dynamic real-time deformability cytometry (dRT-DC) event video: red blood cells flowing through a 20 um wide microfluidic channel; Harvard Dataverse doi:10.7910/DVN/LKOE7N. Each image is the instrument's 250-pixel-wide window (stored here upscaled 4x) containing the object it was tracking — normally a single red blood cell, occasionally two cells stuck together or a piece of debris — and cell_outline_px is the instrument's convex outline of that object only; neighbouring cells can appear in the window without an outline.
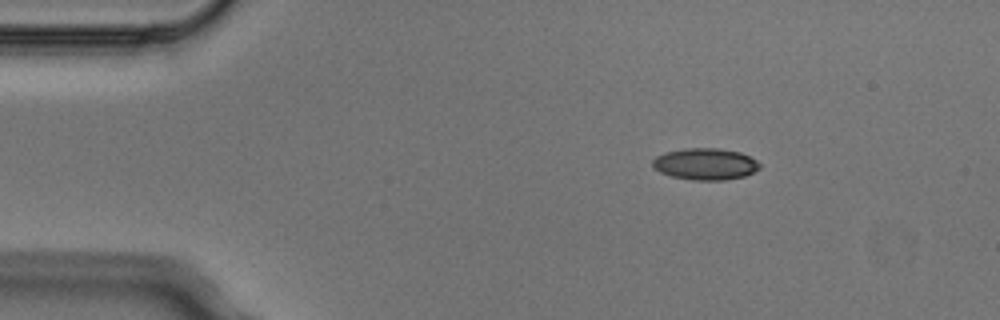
{"species": "Egyptian fruit bat (a non-hibernating species)", "species_latin": "Rousettus aegyptiacus", "temperature_condition": "cold", "stored_images_in_passage": 3, "camera_frame_rate_fps": 3000, "um_per_image_px": 0.085, "animal": {"sex": "male"}, "frame": {"image": 1, "passage_image": 1, "time_ms": 0.0, "image_size_px": [1000, 320], "cell_outline_px": [[760, 168], [744, 176], [724, 180], [692, 180], [672, 176], [660, 172], [652, 168], [652, 160], [656, 156], [664, 152], [684, 148], [716, 148], [740, 152], [756, 160], [760, 164]], "centroid_in_image_um": [59.91, 13.94], "position_along_channel_um": 25.1, "area_um2": 19.77}}
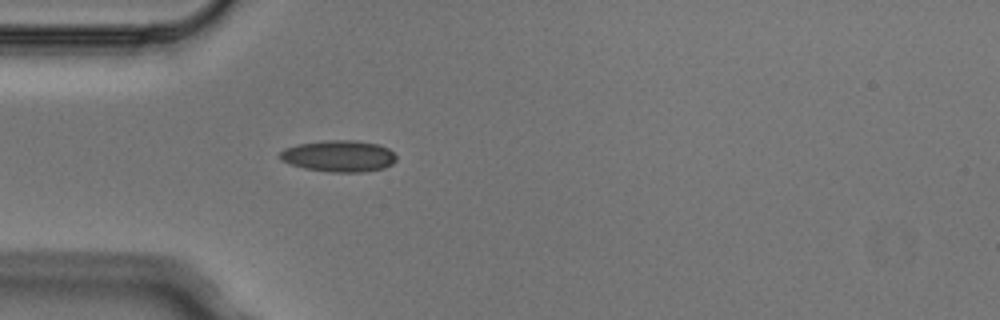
{"frame": {"image": 2, "passage_image": 3, "time_ms": 0.667, "image_size_px": [1000, 320], "cell_outline_px": [[396, 160], [392, 164], [384, 168], [364, 172], [328, 172], [304, 168], [288, 164], [280, 160], [280, 152], [284, 148], [296, 144], [324, 140], [352, 140], [380, 144], [388, 148], [396, 156]], "centroid_in_image_um": [28.78, 13.26], "position_along_channel_um": 56.2, "area_um2": 21.62}}